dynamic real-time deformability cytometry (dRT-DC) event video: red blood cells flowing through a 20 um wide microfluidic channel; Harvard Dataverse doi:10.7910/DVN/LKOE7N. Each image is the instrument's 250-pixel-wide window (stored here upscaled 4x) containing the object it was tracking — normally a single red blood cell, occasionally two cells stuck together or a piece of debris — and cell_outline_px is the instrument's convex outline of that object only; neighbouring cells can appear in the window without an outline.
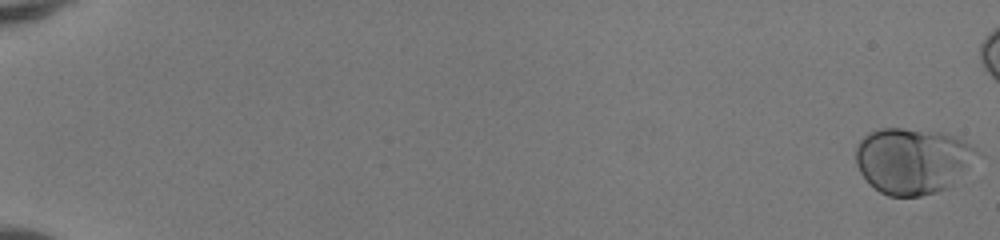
{"species": "human", "species_latin": "Homo sapiens", "temperature_condition": "room temperature", "stored_images_in_passage": 48, "camera_frame_rate_fps": 3000, "um_per_image_px": 0.085, "donor": {"sex": "female"}, "frame": {"image": 1, "passage_image": 1, "time_ms": 0.0, "image_size_px": [1000, 240], "cell_outline_px": [[976, 152], [948, 184], [944, 188], [936, 192], [920, 196], [888, 196], [880, 192], [868, 184], [860, 172], [856, 164], [856, 148], [860, 140], [868, 132], [880, 128], [904, 128], [944, 132], [956, 136], [972, 144], [976, 148]], "centroid_in_image_um": [77.44, 13.62], "position_along_channel_um": 7.6, "area_um2": 45.66}}
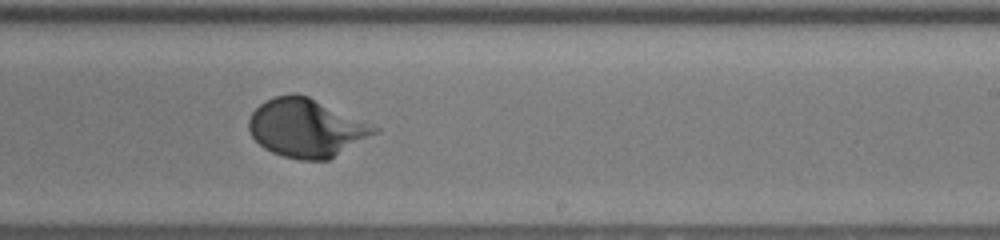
{"frame": {"image": 2, "passage_image": 35, "time_ms": 11.333, "image_size_px": [1000, 240], "cell_outline_px": [[380, 132], [328, 160], [300, 160], [284, 156], [272, 152], [264, 148], [252, 136], [248, 128], [248, 120], [252, 112], [264, 100], [276, 96], [308, 96], [380, 128]], "centroid_in_image_um": [26.05, 10.9], "position_along_channel_um": 263.0, "area_um2": 42.14}}
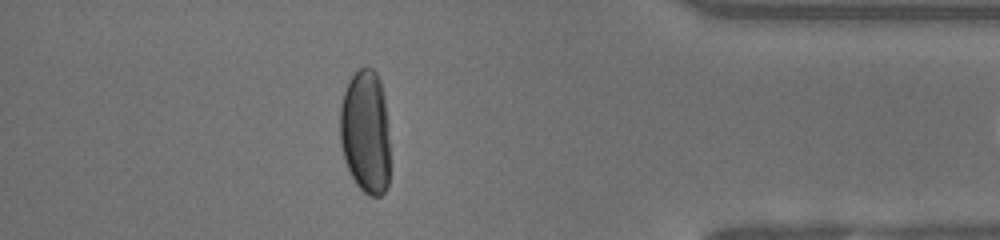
{"frame": {"image": 3, "passage_image": 47, "time_ms": 15.333, "image_size_px": [1000, 240], "cell_outline_px": [[388, 184], [384, 192], [380, 196], [368, 196], [356, 184], [344, 160], [340, 144], [340, 108], [344, 92], [352, 76], [364, 64], [372, 68], [376, 72], [380, 80], [384, 92], [388, 140]], "centroid_in_image_um": [31.06, 11.19], "position_along_channel_um": 404.1, "area_um2": 36.13}}